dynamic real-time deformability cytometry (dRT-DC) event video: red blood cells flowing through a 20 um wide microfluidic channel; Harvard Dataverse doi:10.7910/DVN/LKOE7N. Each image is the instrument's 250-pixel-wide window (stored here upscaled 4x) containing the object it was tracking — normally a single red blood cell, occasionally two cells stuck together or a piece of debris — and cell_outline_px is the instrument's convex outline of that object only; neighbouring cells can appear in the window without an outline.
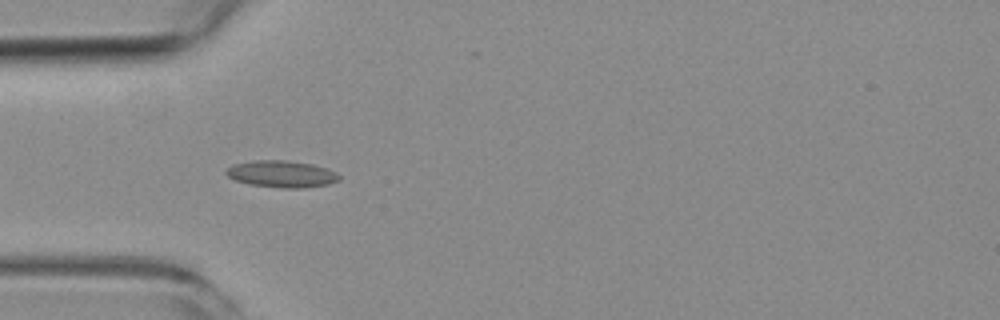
{"species": "common noctule bat (a hibernating species)", "species_latin": "Nyctalus noctula", "temperature_condition": "room temperature", "stored_images_in_passage": 4, "camera_frame_rate_fps": 3000, "um_per_image_px": 0.085, "animal": {"sex": "female", "body_mass_g": 19.3, "forearm_length_mm": 54.1}, "frame": {"image": 1, "passage_image": 2, "time_ms": 1.0, "image_size_px": [1000, 320], "cell_outline_px": [[340, 180], [328, 184], [304, 188], [284, 188], [248, 184], [236, 180], [228, 176], [224, 172], [232, 164], [256, 160], [284, 160], [312, 164], [328, 168], [336, 172], [340, 176]], "centroid_in_image_um": [23.95, 14.79], "position_along_channel_um": 61.0, "area_um2": 17.69}}
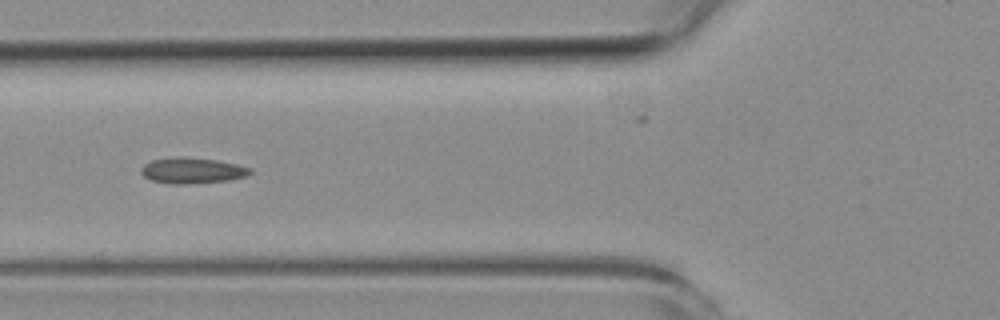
{"frame": {"image": 2, "passage_image": 3, "time_ms": 2.333, "image_size_px": [1000, 320], "cell_outline_px": [[252, 172], [248, 176], [228, 180], [188, 184], [168, 184], [152, 180], [144, 176], [140, 172], [140, 168], [144, 164], [152, 160], [176, 156], [184, 156], [216, 160], [236, 164], [252, 168]], "centroid_in_image_um": [16.33, 14.49], "position_along_channel_um": 109.5, "area_um2": 16.59}}
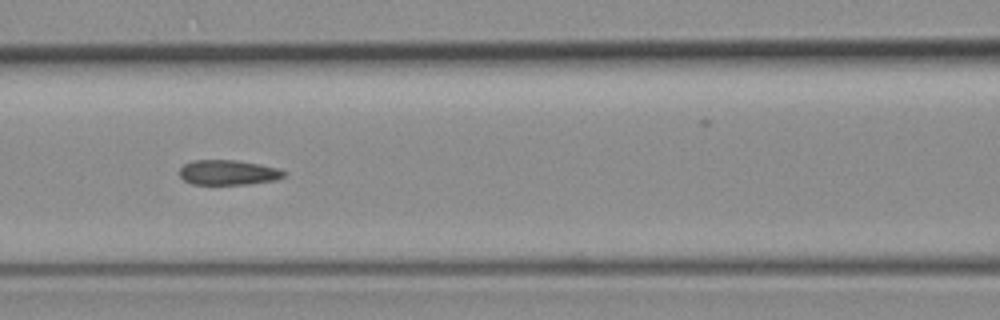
{"frame": {"image": 3, "passage_image": 4, "time_ms": 3.333, "image_size_px": [1000, 320], "cell_outline_px": [[288, 172], [284, 176], [276, 180], [248, 184], [192, 184], [184, 180], [180, 176], [180, 168], [184, 164], [192, 160], [236, 160], [260, 164], [280, 168]], "centroid_in_image_um": [19.43, 14.65], "position_along_channel_um": 147.2, "area_um2": 15.32}}